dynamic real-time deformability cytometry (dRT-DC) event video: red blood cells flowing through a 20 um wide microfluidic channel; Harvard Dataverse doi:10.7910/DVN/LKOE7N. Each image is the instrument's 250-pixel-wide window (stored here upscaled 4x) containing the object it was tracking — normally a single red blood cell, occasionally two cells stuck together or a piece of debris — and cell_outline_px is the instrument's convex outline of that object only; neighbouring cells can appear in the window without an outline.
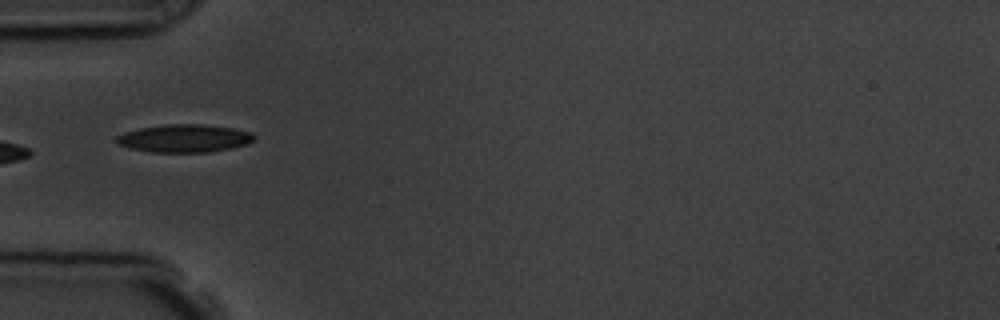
{"species": "common noctule bat (a hibernating species)", "species_latin": "Nyctalus noctula", "temperature_condition": "room temperature", "stored_images_in_passage": 5, "camera_frame_rate_fps": 3000, "um_per_image_px": 0.085, "animal": {"sex": "male", "body_mass_g": 19.5, "forearm_length_mm": 54.6}, "frame": {"image": 1, "passage_image": 5, "time_ms": 5.333, "image_size_px": [1000, 320], "cell_outline_px": [[256, 140], [248, 144], [208, 152], [152, 152], [128, 148], [116, 144], [116, 136], [124, 132], [140, 128], [164, 124], [204, 124], [232, 128], [252, 132], [256, 136]], "centroid_in_image_um": [15.67, 11.75], "position_along_channel_um": 69.3, "area_um2": 22.54}}